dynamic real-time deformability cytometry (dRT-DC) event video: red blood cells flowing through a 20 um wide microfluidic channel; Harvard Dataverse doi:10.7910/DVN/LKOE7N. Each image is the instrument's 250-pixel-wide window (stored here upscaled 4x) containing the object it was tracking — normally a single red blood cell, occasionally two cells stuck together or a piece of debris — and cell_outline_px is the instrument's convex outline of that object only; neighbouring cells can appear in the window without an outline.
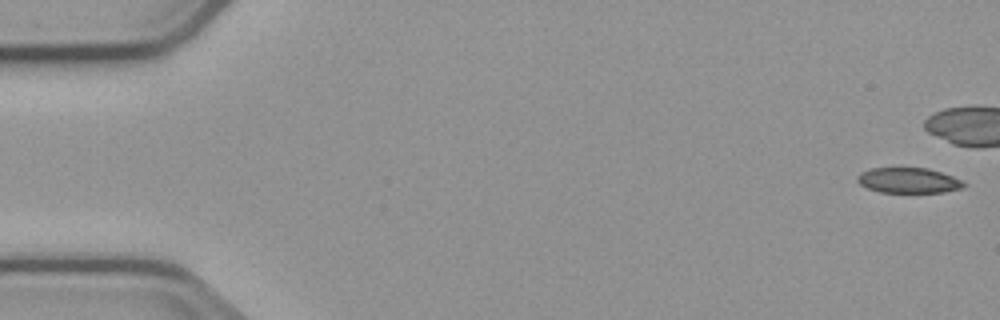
{"species": "common noctule bat (a hibernating species)", "species_latin": "Nyctalus noctula", "temperature_condition": "cold", "stored_images_in_passage": 7, "camera_frame_rate_fps": 3000, "um_per_image_px": 0.085, "animal": {"sex": "male", "body_mass_g": 23.1, "forearm_length_mm": 52.7}, "frame": {"image": 1, "passage_image": 1, "time_ms": 0.0, "image_size_px": [1000, 320], "cell_outline_px": [[968, 184], [960, 188], [944, 192], [880, 192], [868, 188], [860, 184], [856, 180], [856, 176], [860, 172], [872, 168], [928, 168], [952, 176]], "centroid_in_image_um": [77.19, 15.33], "position_along_channel_um": 7.8, "area_um2": 15.61}}